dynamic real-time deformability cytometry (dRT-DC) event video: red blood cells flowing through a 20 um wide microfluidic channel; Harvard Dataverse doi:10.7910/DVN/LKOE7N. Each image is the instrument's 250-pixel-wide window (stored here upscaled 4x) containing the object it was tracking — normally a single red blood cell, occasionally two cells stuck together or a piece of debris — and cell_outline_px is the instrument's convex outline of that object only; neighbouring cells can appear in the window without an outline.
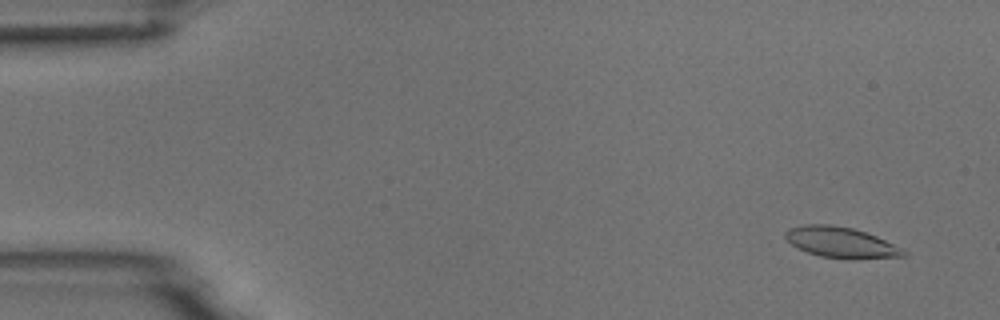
{"species": "common noctule bat (a hibernating species)", "species_latin": "Nyctalus noctula", "temperature_condition": "room temperature", "stored_images_in_passage": 7, "camera_frame_rate_fps": 3000, "um_per_image_px": 0.085, "animal": {"sex": "male", "body_mass_g": 18.8}, "frame": {"image": 1, "passage_image": 2, "time_ms": 1.0, "image_size_px": [1000, 320], "cell_outline_px": [[908, 256], [852, 260], [820, 256], [808, 252], [792, 244], [784, 236], [784, 232], [788, 228], [804, 224], [832, 224], [852, 228], [876, 236], [904, 248], [908, 252]], "centroid_in_image_um": [71.54, 20.61], "position_along_channel_um": 13.5, "area_um2": 21.44}}
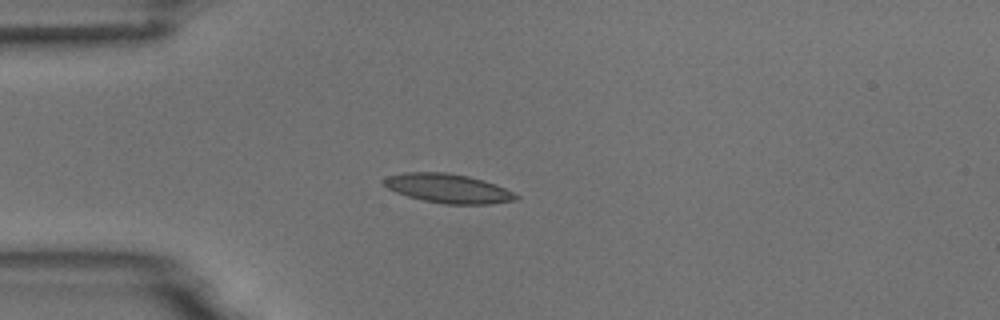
{"frame": {"image": 2, "passage_image": 5, "time_ms": 4.667, "image_size_px": [1000, 320], "cell_outline_px": [[520, 196], [516, 200], [492, 204], [444, 204], [424, 200], [408, 196], [396, 192], [380, 184], [380, 180], [388, 176], [404, 172], [448, 172], [468, 176], [484, 180], [496, 184]], "centroid_in_image_um": [38.06, 16.01], "position_along_channel_um": 46.9, "area_um2": 22.6}}